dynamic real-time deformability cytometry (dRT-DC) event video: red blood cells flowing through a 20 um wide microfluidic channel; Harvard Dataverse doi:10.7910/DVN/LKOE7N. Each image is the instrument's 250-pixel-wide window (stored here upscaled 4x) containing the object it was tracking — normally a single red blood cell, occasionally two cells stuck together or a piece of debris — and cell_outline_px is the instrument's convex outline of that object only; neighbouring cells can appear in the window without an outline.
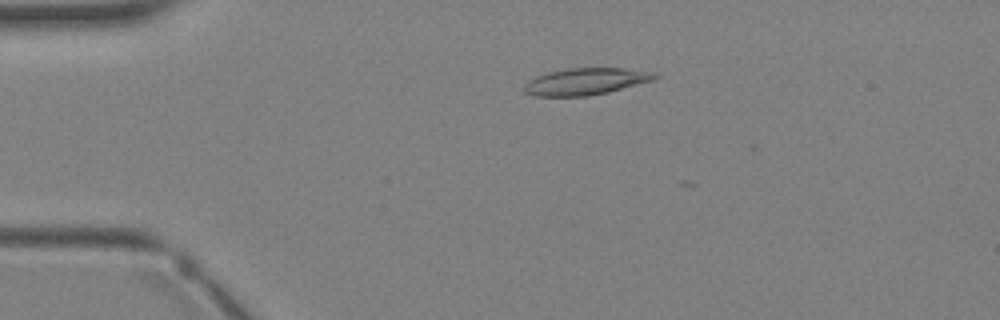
{"species": "Egyptian fruit bat (a non-hibernating species)", "species_latin": "Rousettus aegyptiacus", "temperature_condition": "warm", "stored_images_in_passage": 4, "camera_frame_rate_fps": 3000, "um_per_image_px": 0.085, "animal": {"sex": "female"}, "frame": {"image": 1, "passage_image": 3, "time_ms": 2.333, "image_size_px": [1000, 320], "cell_outline_px": [[660, 76], [656, 80], [608, 92], [588, 96], [536, 96], [524, 92], [524, 84], [528, 80], [536, 76], [548, 72], [568, 68], [624, 68], [656, 72]], "centroid_in_image_um": [49.83, 6.92], "position_along_channel_um": 35.2, "area_um2": 20.63}}
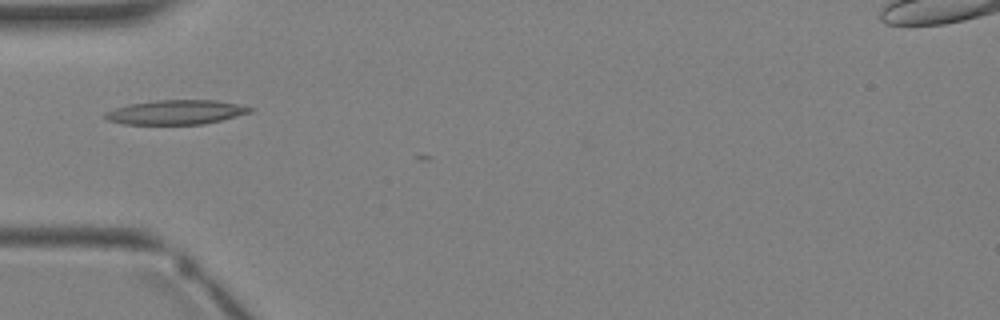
{"frame": {"image": 2, "passage_image": 4, "time_ms": 3.667, "image_size_px": [1000, 320], "cell_outline_px": [[256, 108], [252, 112], [204, 124], [124, 124], [108, 120], [100, 116], [104, 112], [128, 104], [156, 100], [216, 100]], "centroid_in_image_um": [14.93, 9.53], "position_along_channel_um": 70.1, "area_um2": 20.63}}